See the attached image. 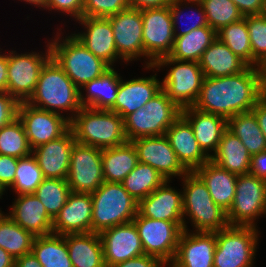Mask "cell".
I'll list each match as a JSON object with an SVG mask.
<instances>
[{
  "mask_svg": "<svg viewBox=\"0 0 266 267\" xmlns=\"http://www.w3.org/2000/svg\"><path fill=\"white\" fill-rule=\"evenodd\" d=\"M265 95V79L258 67L248 66L239 74L206 77L196 103L197 110L228 120L236 114L252 111Z\"/></svg>",
  "mask_w": 266,
  "mask_h": 267,
  "instance_id": "cell-1",
  "label": "cell"
},
{
  "mask_svg": "<svg viewBox=\"0 0 266 267\" xmlns=\"http://www.w3.org/2000/svg\"><path fill=\"white\" fill-rule=\"evenodd\" d=\"M26 102L33 107L58 114L63 110L70 111L69 121L82 108L79 88L52 57L42 67L36 88Z\"/></svg>",
  "mask_w": 266,
  "mask_h": 267,
  "instance_id": "cell-2",
  "label": "cell"
},
{
  "mask_svg": "<svg viewBox=\"0 0 266 267\" xmlns=\"http://www.w3.org/2000/svg\"><path fill=\"white\" fill-rule=\"evenodd\" d=\"M70 129L76 142L101 149L127 141L124 119L110 110L82 107L70 120Z\"/></svg>",
  "mask_w": 266,
  "mask_h": 267,
  "instance_id": "cell-3",
  "label": "cell"
},
{
  "mask_svg": "<svg viewBox=\"0 0 266 267\" xmlns=\"http://www.w3.org/2000/svg\"><path fill=\"white\" fill-rule=\"evenodd\" d=\"M183 217L188 216L195 232H217L229 226L227 212L215 204L207 186L193 171L183 177Z\"/></svg>",
  "mask_w": 266,
  "mask_h": 267,
  "instance_id": "cell-4",
  "label": "cell"
},
{
  "mask_svg": "<svg viewBox=\"0 0 266 267\" xmlns=\"http://www.w3.org/2000/svg\"><path fill=\"white\" fill-rule=\"evenodd\" d=\"M54 39L49 42L51 57L79 89L89 81L100 77L110 68L72 33L63 40L59 37Z\"/></svg>",
  "mask_w": 266,
  "mask_h": 267,
  "instance_id": "cell-5",
  "label": "cell"
},
{
  "mask_svg": "<svg viewBox=\"0 0 266 267\" xmlns=\"http://www.w3.org/2000/svg\"><path fill=\"white\" fill-rule=\"evenodd\" d=\"M91 198L94 233L131 222L138 214V201L124 189L122 183L104 181L91 193Z\"/></svg>",
  "mask_w": 266,
  "mask_h": 267,
  "instance_id": "cell-6",
  "label": "cell"
},
{
  "mask_svg": "<svg viewBox=\"0 0 266 267\" xmlns=\"http://www.w3.org/2000/svg\"><path fill=\"white\" fill-rule=\"evenodd\" d=\"M182 109L161 90L144 107L124 118L127 141L140 137L163 136L181 116Z\"/></svg>",
  "mask_w": 266,
  "mask_h": 267,
  "instance_id": "cell-7",
  "label": "cell"
},
{
  "mask_svg": "<svg viewBox=\"0 0 266 267\" xmlns=\"http://www.w3.org/2000/svg\"><path fill=\"white\" fill-rule=\"evenodd\" d=\"M167 65H172V67L162 81V90L181 109L193 106L199 97L204 79L199 62L177 60L165 56L160 58L154 66H145V68L154 69L156 67V70H160L161 66L166 67Z\"/></svg>",
  "mask_w": 266,
  "mask_h": 267,
  "instance_id": "cell-8",
  "label": "cell"
},
{
  "mask_svg": "<svg viewBox=\"0 0 266 267\" xmlns=\"http://www.w3.org/2000/svg\"><path fill=\"white\" fill-rule=\"evenodd\" d=\"M258 233L252 226L229 225L217 231L213 267H252Z\"/></svg>",
  "mask_w": 266,
  "mask_h": 267,
  "instance_id": "cell-9",
  "label": "cell"
},
{
  "mask_svg": "<svg viewBox=\"0 0 266 267\" xmlns=\"http://www.w3.org/2000/svg\"><path fill=\"white\" fill-rule=\"evenodd\" d=\"M132 222L137 228L144 253L169 266L175 258L184 223L154 220L139 213Z\"/></svg>",
  "mask_w": 266,
  "mask_h": 267,
  "instance_id": "cell-10",
  "label": "cell"
},
{
  "mask_svg": "<svg viewBox=\"0 0 266 267\" xmlns=\"http://www.w3.org/2000/svg\"><path fill=\"white\" fill-rule=\"evenodd\" d=\"M266 215V180L252 174L238 175L232 206L227 211L231 226H252Z\"/></svg>",
  "mask_w": 266,
  "mask_h": 267,
  "instance_id": "cell-11",
  "label": "cell"
},
{
  "mask_svg": "<svg viewBox=\"0 0 266 267\" xmlns=\"http://www.w3.org/2000/svg\"><path fill=\"white\" fill-rule=\"evenodd\" d=\"M47 47L44 55L35 51L28 54L8 53L7 93L19 102H26L33 94L42 67L51 58L49 43Z\"/></svg>",
  "mask_w": 266,
  "mask_h": 267,
  "instance_id": "cell-12",
  "label": "cell"
},
{
  "mask_svg": "<svg viewBox=\"0 0 266 267\" xmlns=\"http://www.w3.org/2000/svg\"><path fill=\"white\" fill-rule=\"evenodd\" d=\"M143 20V46L145 57L149 59L146 67L162 57L168 56L174 45V30L169 5L160 8L141 10Z\"/></svg>",
  "mask_w": 266,
  "mask_h": 267,
  "instance_id": "cell-13",
  "label": "cell"
},
{
  "mask_svg": "<svg viewBox=\"0 0 266 267\" xmlns=\"http://www.w3.org/2000/svg\"><path fill=\"white\" fill-rule=\"evenodd\" d=\"M67 183L71 192L92 193L104 182L102 149L74 142Z\"/></svg>",
  "mask_w": 266,
  "mask_h": 267,
  "instance_id": "cell-14",
  "label": "cell"
},
{
  "mask_svg": "<svg viewBox=\"0 0 266 267\" xmlns=\"http://www.w3.org/2000/svg\"><path fill=\"white\" fill-rule=\"evenodd\" d=\"M18 118L32 150L59 138L70 128L68 116L33 107L27 102H20Z\"/></svg>",
  "mask_w": 266,
  "mask_h": 267,
  "instance_id": "cell-15",
  "label": "cell"
},
{
  "mask_svg": "<svg viewBox=\"0 0 266 267\" xmlns=\"http://www.w3.org/2000/svg\"><path fill=\"white\" fill-rule=\"evenodd\" d=\"M108 18L112 25L117 53L121 59L128 63L137 57L145 58L141 10L127 8Z\"/></svg>",
  "mask_w": 266,
  "mask_h": 267,
  "instance_id": "cell-16",
  "label": "cell"
},
{
  "mask_svg": "<svg viewBox=\"0 0 266 267\" xmlns=\"http://www.w3.org/2000/svg\"><path fill=\"white\" fill-rule=\"evenodd\" d=\"M131 142L136 149L138 162L152 166L166 180H171L173 176L182 178L188 172L179 162L166 135L140 137Z\"/></svg>",
  "mask_w": 266,
  "mask_h": 267,
  "instance_id": "cell-17",
  "label": "cell"
},
{
  "mask_svg": "<svg viewBox=\"0 0 266 267\" xmlns=\"http://www.w3.org/2000/svg\"><path fill=\"white\" fill-rule=\"evenodd\" d=\"M99 235L106 267L145 254L137 228L132 221L105 229Z\"/></svg>",
  "mask_w": 266,
  "mask_h": 267,
  "instance_id": "cell-18",
  "label": "cell"
},
{
  "mask_svg": "<svg viewBox=\"0 0 266 267\" xmlns=\"http://www.w3.org/2000/svg\"><path fill=\"white\" fill-rule=\"evenodd\" d=\"M183 230L174 260L168 267H213L216 232Z\"/></svg>",
  "mask_w": 266,
  "mask_h": 267,
  "instance_id": "cell-19",
  "label": "cell"
},
{
  "mask_svg": "<svg viewBox=\"0 0 266 267\" xmlns=\"http://www.w3.org/2000/svg\"><path fill=\"white\" fill-rule=\"evenodd\" d=\"M171 180H166L146 198L138 202V213L154 220H167L174 223H184L183 230H188L183 217V192L169 186Z\"/></svg>",
  "mask_w": 266,
  "mask_h": 267,
  "instance_id": "cell-20",
  "label": "cell"
},
{
  "mask_svg": "<svg viewBox=\"0 0 266 267\" xmlns=\"http://www.w3.org/2000/svg\"><path fill=\"white\" fill-rule=\"evenodd\" d=\"M91 193L71 192L66 204L55 216L52 233L66 235L92 232Z\"/></svg>",
  "mask_w": 266,
  "mask_h": 267,
  "instance_id": "cell-21",
  "label": "cell"
},
{
  "mask_svg": "<svg viewBox=\"0 0 266 267\" xmlns=\"http://www.w3.org/2000/svg\"><path fill=\"white\" fill-rule=\"evenodd\" d=\"M77 21L85 27V32L73 35L96 57L112 67L121 57L117 53L110 19L83 16Z\"/></svg>",
  "mask_w": 266,
  "mask_h": 267,
  "instance_id": "cell-22",
  "label": "cell"
},
{
  "mask_svg": "<svg viewBox=\"0 0 266 267\" xmlns=\"http://www.w3.org/2000/svg\"><path fill=\"white\" fill-rule=\"evenodd\" d=\"M74 142L73 132L69 128L59 138L32 150V155L42 170L44 178H67Z\"/></svg>",
  "mask_w": 266,
  "mask_h": 267,
  "instance_id": "cell-23",
  "label": "cell"
},
{
  "mask_svg": "<svg viewBox=\"0 0 266 267\" xmlns=\"http://www.w3.org/2000/svg\"><path fill=\"white\" fill-rule=\"evenodd\" d=\"M157 74L150 77H140L129 81L120 79L117 98L110 109L123 119L144 105L162 90V83L156 78Z\"/></svg>",
  "mask_w": 266,
  "mask_h": 267,
  "instance_id": "cell-24",
  "label": "cell"
},
{
  "mask_svg": "<svg viewBox=\"0 0 266 267\" xmlns=\"http://www.w3.org/2000/svg\"><path fill=\"white\" fill-rule=\"evenodd\" d=\"M166 136L188 172L195 171L210 159L199 147L191 125L182 115L167 129Z\"/></svg>",
  "mask_w": 266,
  "mask_h": 267,
  "instance_id": "cell-25",
  "label": "cell"
},
{
  "mask_svg": "<svg viewBox=\"0 0 266 267\" xmlns=\"http://www.w3.org/2000/svg\"><path fill=\"white\" fill-rule=\"evenodd\" d=\"M10 210L9 217L34 237L52 233L53 218L34 193L18 195Z\"/></svg>",
  "mask_w": 266,
  "mask_h": 267,
  "instance_id": "cell-26",
  "label": "cell"
},
{
  "mask_svg": "<svg viewBox=\"0 0 266 267\" xmlns=\"http://www.w3.org/2000/svg\"><path fill=\"white\" fill-rule=\"evenodd\" d=\"M181 115L191 125L199 147L208 156L216 152L223 132L227 129V120L219 115L197 110L193 106L183 108Z\"/></svg>",
  "mask_w": 266,
  "mask_h": 267,
  "instance_id": "cell-27",
  "label": "cell"
},
{
  "mask_svg": "<svg viewBox=\"0 0 266 267\" xmlns=\"http://www.w3.org/2000/svg\"><path fill=\"white\" fill-rule=\"evenodd\" d=\"M194 172L207 186L214 203L227 212L234 200L238 175L221 168L210 159Z\"/></svg>",
  "mask_w": 266,
  "mask_h": 267,
  "instance_id": "cell-28",
  "label": "cell"
},
{
  "mask_svg": "<svg viewBox=\"0 0 266 267\" xmlns=\"http://www.w3.org/2000/svg\"><path fill=\"white\" fill-rule=\"evenodd\" d=\"M199 65L206 77H224L244 71L248 65L216 38L204 51Z\"/></svg>",
  "mask_w": 266,
  "mask_h": 267,
  "instance_id": "cell-29",
  "label": "cell"
},
{
  "mask_svg": "<svg viewBox=\"0 0 266 267\" xmlns=\"http://www.w3.org/2000/svg\"><path fill=\"white\" fill-rule=\"evenodd\" d=\"M120 74L110 67L100 77L93 79L80 88V104L82 107L97 110H110L117 98L120 85ZM81 90H85V96Z\"/></svg>",
  "mask_w": 266,
  "mask_h": 267,
  "instance_id": "cell-30",
  "label": "cell"
},
{
  "mask_svg": "<svg viewBox=\"0 0 266 267\" xmlns=\"http://www.w3.org/2000/svg\"><path fill=\"white\" fill-rule=\"evenodd\" d=\"M73 267H106L99 233L63 235Z\"/></svg>",
  "mask_w": 266,
  "mask_h": 267,
  "instance_id": "cell-31",
  "label": "cell"
},
{
  "mask_svg": "<svg viewBox=\"0 0 266 267\" xmlns=\"http://www.w3.org/2000/svg\"><path fill=\"white\" fill-rule=\"evenodd\" d=\"M210 160L235 175L249 174L251 155L240 139L226 129Z\"/></svg>",
  "mask_w": 266,
  "mask_h": 267,
  "instance_id": "cell-32",
  "label": "cell"
},
{
  "mask_svg": "<svg viewBox=\"0 0 266 267\" xmlns=\"http://www.w3.org/2000/svg\"><path fill=\"white\" fill-rule=\"evenodd\" d=\"M138 157L131 141L102 149V169L105 182L121 183L136 167Z\"/></svg>",
  "mask_w": 266,
  "mask_h": 267,
  "instance_id": "cell-33",
  "label": "cell"
},
{
  "mask_svg": "<svg viewBox=\"0 0 266 267\" xmlns=\"http://www.w3.org/2000/svg\"><path fill=\"white\" fill-rule=\"evenodd\" d=\"M217 38L216 31L209 25L194 29L188 34L175 37L170 58L199 62L204 51Z\"/></svg>",
  "mask_w": 266,
  "mask_h": 267,
  "instance_id": "cell-34",
  "label": "cell"
},
{
  "mask_svg": "<svg viewBox=\"0 0 266 267\" xmlns=\"http://www.w3.org/2000/svg\"><path fill=\"white\" fill-rule=\"evenodd\" d=\"M227 129L240 139L251 156L266 151V138L253 111L242 112L229 118Z\"/></svg>",
  "mask_w": 266,
  "mask_h": 267,
  "instance_id": "cell-35",
  "label": "cell"
},
{
  "mask_svg": "<svg viewBox=\"0 0 266 267\" xmlns=\"http://www.w3.org/2000/svg\"><path fill=\"white\" fill-rule=\"evenodd\" d=\"M31 252L43 267H73L63 235L51 233L35 237Z\"/></svg>",
  "mask_w": 266,
  "mask_h": 267,
  "instance_id": "cell-36",
  "label": "cell"
},
{
  "mask_svg": "<svg viewBox=\"0 0 266 267\" xmlns=\"http://www.w3.org/2000/svg\"><path fill=\"white\" fill-rule=\"evenodd\" d=\"M34 236L0 211V247L15 259L32 251Z\"/></svg>",
  "mask_w": 266,
  "mask_h": 267,
  "instance_id": "cell-37",
  "label": "cell"
},
{
  "mask_svg": "<svg viewBox=\"0 0 266 267\" xmlns=\"http://www.w3.org/2000/svg\"><path fill=\"white\" fill-rule=\"evenodd\" d=\"M165 181L166 178L152 166L138 162L121 183L124 189L139 202Z\"/></svg>",
  "mask_w": 266,
  "mask_h": 267,
  "instance_id": "cell-38",
  "label": "cell"
},
{
  "mask_svg": "<svg viewBox=\"0 0 266 267\" xmlns=\"http://www.w3.org/2000/svg\"><path fill=\"white\" fill-rule=\"evenodd\" d=\"M217 38L248 66H252V50L246 16L216 32Z\"/></svg>",
  "mask_w": 266,
  "mask_h": 267,
  "instance_id": "cell-39",
  "label": "cell"
},
{
  "mask_svg": "<svg viewBox=\"0 0 266 267\" xmlns=\"http://www.w3.org/2000/svg\"><path fill=\"white\" fill-rule=\"evenodd\" d=\"M32 154L22 122L17 117L0 129V155L23 158Z\"/></svg>",
  "mask_w": 266,
  "mask_h": 267,
  "instance_id": "cell-40",
  "label": "cell"
},
{
  "mask_svg": "<svg viewBox=\"0 0 266 267\" xmlns=\"http://www.w3.org/2000/svg\"><path fill=\"white\" fill-rule=\"evenodd\" d=\"M70 193L66 179L52 178H44L34 192L53 219L66 204Z\"/></svg>",
  "mask_w": 266,
  "mask_h": 267,
  "instance_id": "cell-41",
  "label": "cell"
},
{
  "mask_svg": "<svg viewBox=\"0 0 266 267\" xmlns=\"http://www.w3.org/2000/svg\"><path fill=\"white\" fill-rule=\"evenodd\" d=\"M43 179L42 170L35 157L30 154L18 159L14 183L11 188L17 195L33 194Z\"/></svg>",
  "mask_w": 266,
  "mask_h": 267,
  "instance_id": "cell-42",
  "label": "cell"
},
{
  "mask_svg": "<svg viewBox=\"0 0 266 267\" xmlns=\"http://www.w3.org/2000/svg\"><path fill=\"white\" fill-rule=\"evenodd\" d=\"M208 25L216 32L221 28L244 18L231 0H203L201 2Z\"/></svg>",
  "mask_w": 266,
  "mask_h": 267,
  "instance_id": "cell-43",
  "label": "cell"
},
{
  "mask_svg": "<svg viewBox=\"0 0 266 267\" xmlns=\"http://www.w3.org/2000/svg\"><path fill=\"white\" fill-rule=\"evenodd\" d=\"M189 4H192V5H190V7L193 8V5H196L197 8L195 10H193V12H194L193 14L186 12V14L188 15L187 18L189 19L190 16H191L190 22L191 21L192 22L190 23V26L188 24L186 26V28L184 27V29H181L180 32H179L178 29H177L178 28L177 24L179 22H181V20H179V19L183 18L181 16H186V14L183 13V10H185V9L182 6L185 5L184 7H186L187 9L190 10V7L189 8L187 7ZM168 5H169V10H170L171 17H172V22H173L174 37L183 36L185 34H188L189 32H191L194 29H198V28H201V27H204V26H208L207 17H206V14H205V11H204V8H203L201 2H187V1H184V0H171ZM194 19H195V21H194Z\"/></svg>",
  "mask_w": 266,
  "mask_h": 267,
  "instance_id": "cell-44",
  "label": "cell"
},
{
  "mask_svg": "<svg viewBox=\"0 0 266 267\" xmlns=\"http://www.w3.org/2000/svg\"><path fill=\"white\" fill-rule=\"evenodd\" d=\"M246 23L252 50V67H258L266 58V13L247 15Z\"/></svg>",
  "mask_w": 266,
  "mask_h": 267,
  "instance_id": "cell-45",
  "label": "cell"
},
{
  "mask_svg": "<svg viewBox=\"0 0 266 267\" xmlns=\"http://www.w3.org/2000/svg\"><path fill=\"white\" fill-rule=\"evenodd\" d=\"M127 8L129 0H84L83 16L108 18Z\"/></svg>",
  "mask_w": 266,
  "mask_h": 267,
  "instance_id": "cell-46",
  "label": "cell"
},
{
  "mask_svg": "<svg viewBox=\"0 0 266 267\" xmlns=\"http://www.w3.org/2000/svg\"><path fill=\"white\" fill-rule=\"evenodd\" d=\"M20 102L7 92H0V129L18 117Z\"/></svg>",
  "mask_w": 266,
  "mask_h": 267,
  "instance_id": "cell-47",
  "label": "cell"
},
{
  "mask_svg": "<svg viewBox=\"0 0 266 267\" xmlns=\"http://www.w3.org/2000/svg\"><path fill=\"white\" fill-rule=\"evenodd\" d=\"M83 4L84 0H47L45 8L61 11L78 20L83 17Z\"/></svg>",
  "mask_w": 266,
  "mask_h": 267,
  "instance_id": "cell-48",
  "label": "cell"
},
{
  "mask_svg": "<svg viewBox=\"0 0 266 267\" xmlns=\"http://www.w3.org/2000/svg\"><path fill=\"white\" fill-rule=\"evenodd\" d=\"M18 158L0 155V186L5 191L14 183Z\"/></svg>",
  "mask_w": 266,
  "mask_h": 267,
  "instance_id": "cell-49",
  "label": "cell"
},
{
  "mask_svg": "<svg viewBox=\"0 0 266 267\" xmlns=\"http://www.w3.org/2000/svg\"><path fill=\"white\" fill-rule=\"evenodd\" d=\"M166 267L158 258L143 254L115 264L112 267Z\"/></svg>",
  "mask_w": 266,
  "mask_h": 267,
  "instance_id": "cell-50",
  "label": "cell"
},
{
  "mask_svg": "<svg viewBox=\"0 0 266 267\" xmlns=\"http://www.w3.org/2000/svg\"><path fill=\"white\" fill-rule=\"evenodd\" d=\"M243 16L261 15L266 13L264 0H231Z\"/></svg>",
  "mask_w": 266,
  "mask_h": 267,
  "instance_id": "cell-51",
  "label": "cell"
},
{
  "mask_svg": "<svg viewBox=\"0 0 266 267\" xmlns=\"http://www.w3.org/2000/svg\"><path fill=\"white\" fill-rule=\"evenodd\" d=\"M249 173L266 180V151L251 156Z\"/></svg>",
  "mask_w": 266,
  "mask_h": 267,
  "instance_id": "cell-52",
  "label": "cell"
},
{
  "mask_svg": "<svg viewBox=\"0 0 266 267\" xmlns=\"http://www.w3.org/2000/svg\"><path fill=\"white\" fill-rule=\"evenodd\" d=\"M258 120L259 127L266 138V95H264L252 109Z\"/></svg>",
  "mask_w": 266,
  "mask_h": 267,
  "instance_id": "cell-53",
  "label": "cell"
},
{
  "mask_svg": "<svg viewBox=\"0 0 266 267\" xmlns=\"http://www.w3.org/2000/svg\"><path fill=\"white\" fill-rule=\"evenodd\" d=\"M171 0H129L130 8L142 10L147 8H160L168 5Z\"/></svg>",
  "mask_w": 266,
  "mask_h": 267,
  "instance_id": "cell-54",
  "label": "cell"
},
{
  "mask_svg": "<svg viewBox=\"0 0 266 267\" xmlns=\"http://www.w3.org/2000/svg\"><path fill=\"white\" fill-rule=\"evenodd\" d=\"M2 53V52H0ZM8 54H0V92H7Z\"/></svg>",
  "mask_w": 266,
  "mask_h": 267,
  "instance_id": "cell-55",
  "label": "cell"
},
{
  "mask_svg": "<svg viewBox=\"0 0 266 267\" xmlns=\"http://www.w3.org/2000/svg\"><path fill=\"white\" fill-rule=\"evenodd\" d=\"M14 267H43V266L40 265L35 255L31 252L29 254L16 258Z\"/></svg>",
  "mask_w": 266,
  "mask_h": 267,
  "instance_id": "cell-56",
  "label": "cell"
},
{
  "mask_svg": "<svg viewBox=\"0 0 266 267\" xmlns=\"http://www.w3.org/2000/svg\"><path fill=\"white\" fill-rule=\"evenodd\" d=\"M15 258L0 247V267H14Z\"/></svg>",
  "mask_w": 266,
  "mask_h": 267,
  "instance_id": "cell-57",
  "label": "cell"
},
{
  "mask_svg": "<svg viewBox=\"0 0 266 267\" xmlns=\"http://www.w3.org/2000/svg\"><path fill=\"white\" fill-rule=\"evenodd\" d=\"M22 1V0H21ZM31 5L42 7L45 9L47 0H23Z\"/></svg>",
  "mask_w": 266,
  "mask_h": 267,
  "instance_id": "cell-58",
  "label": "cell"
},
{
  "mask_svg": "<svg viewBox=\"0 0 266 267\" xmlns=\"http://www.w3.org/2000/svg\"><path fill=\"white\" fill-rule=\"evenodd\" d=\"M258 69L260 70L264 79H266V58L259 64Z\"/></svg>",
  "mask_w": 266,
  "mask_h": 267,
  "instance_id": "cell-59",
  "label": "cell"
},
{
  "mask_svg": "<svg viewBox=\"0 0 266 267\" xmlns=\"http://www.w3.org/2000/svg\"><path fill=\"white\" fill-rule=\"evenodd\" d=\"M184 1H187V2H202L203 0H184Z\"/></svg>",
  "mask_w": 266,
  "mask_h": 267,
  "instance_id": "cell-60",
  "label": "cell"
},
{
  "mask_svg": "<svg viewBox=\"0 0 266 267\" xmlns=\"http://www.w3.org/2000/svg\"><path fill=\"white\" fill-rule=\"evenodd\" d=\"M5 191L2 189V187L0 186V198H2L1 196L3 195ZM1 211V210H0Z\"/></svg>",
  "mask_w": 266,
  "mask_h": 267,
  "instance_id": "cell-61",
  "label": "cell"
},
{
  "mask_svg": "<svg viewBox=\"0 0 266 267\" xmlns=\"http://www.w3.org/2000/svg\"><path fill=\"white\" fill-rule=\"evenodd\" d=\"M265 95H266V79H265Z\"/></svg>",
  "mask_w": 266,
  "mask_h": 267,
  "instance_id": "cell-62",
  "label": "cell"
}]
</instances>
